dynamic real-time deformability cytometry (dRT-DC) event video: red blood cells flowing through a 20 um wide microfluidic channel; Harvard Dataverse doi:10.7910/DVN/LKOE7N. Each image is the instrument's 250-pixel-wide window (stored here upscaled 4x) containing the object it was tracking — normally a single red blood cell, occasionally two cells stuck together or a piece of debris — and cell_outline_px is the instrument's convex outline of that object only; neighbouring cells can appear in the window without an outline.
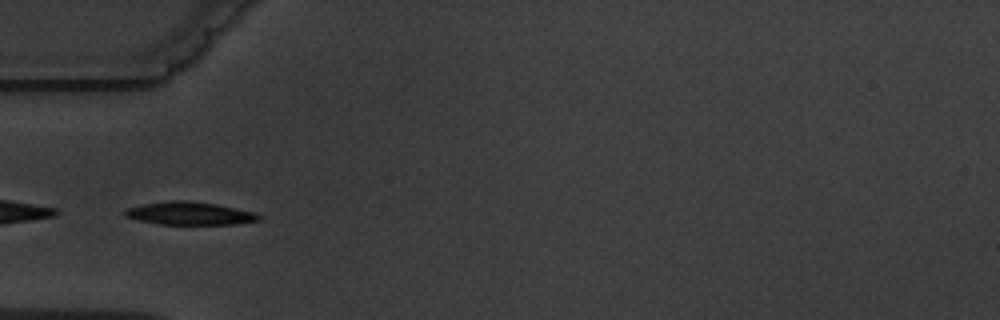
{"species": "common noctule bat (a hibernating species)", "species_latin": "Nyctalus noctula", "temperature_condition": "warm", "stored_images_in_passage": 7, "camera_frame_rate_fps": 3000, "um_per_image_px": 0.085, "animal": {"sex": "male", "body_mass_g": 19.5, "forearm_length_mm": 54.6}, "frame": {"image": 1, "passage_image": 6, "time_ms": 6.0, "image_size_px": [1000, 320], "cell_outline_px": [[260, 220], [232, 224], [156, 224], [124, 216], [124, 212], [128, 208], [140, 204], [168, 200], [188, 200], [216, 204], [252, 212], [260, 216]], "centroid_in_image_um": [16.05, 18.13], "position_along_channel_um": 68.9, "area_um2": 17.74}}
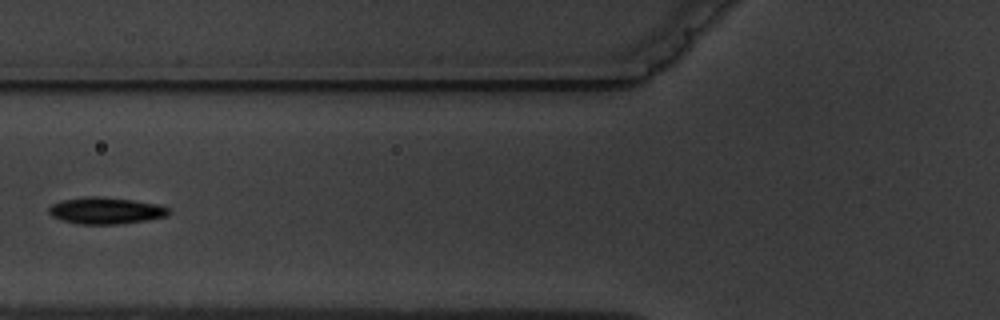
{"frame": {"image": 2, "passage_image": 7, "time_ms": 7.333, "image_size_px": [1000, 320], "cell_outline_px": [[172, 212], [164, 216], [148, 220], [116, 224], [76, 224], [52, 216], [48, 212], [48, 208], [52, 204], [60, 200], [84, 196], [100, 196], [132, 200], [160, 204], [172, 208]], "centroid_in_image_um": [9.01, 17.89], "position_along_channel_um": 116.8, "area_um2": 18.84}}